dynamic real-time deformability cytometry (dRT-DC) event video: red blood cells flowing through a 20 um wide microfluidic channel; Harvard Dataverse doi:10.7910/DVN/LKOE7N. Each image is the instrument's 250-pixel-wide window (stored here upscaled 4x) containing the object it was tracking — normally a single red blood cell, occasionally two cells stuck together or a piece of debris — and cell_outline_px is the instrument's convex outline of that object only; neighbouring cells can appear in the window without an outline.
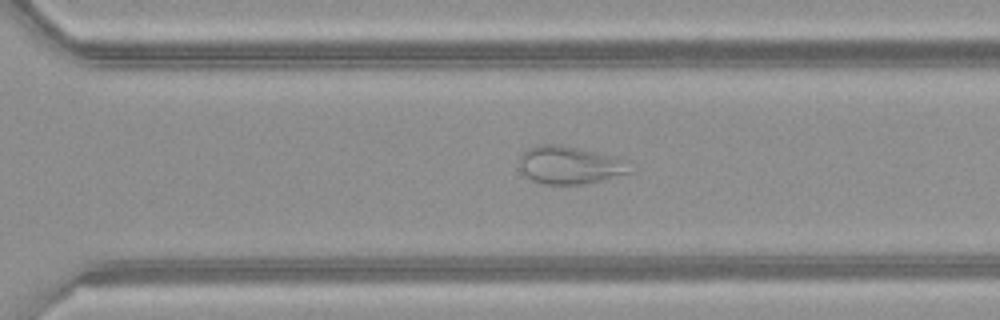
{"species": "common noctule bat (a hibernating species)", "species_latin": "Nyctalus noctula", "temperature_condition": "warm", "stored_images_in_passage": 45, "segment_of_instrument_passage": [1, 2], "camera_frame_rate_fps": 3000, "um_per_image_px": 0.085, "animal": {"sex": "female", "body_mass_g": 21.9}, "frame": {"image": 1, "passage_image": 34, "time_ms": 11.0, "image_size_px": [1000, 320], "cell_outline_px": [[636, 172], [584, 184], [544, 184], [532, 180], [520, 168], [520, 156], [528, 148], [536, 144], [560, 144], [580, 148], [616, 156]], "centroid_in_image_um": [48.44, 14.02], "position_along_channel_um": 322.2, "area_um2": 24.39}}
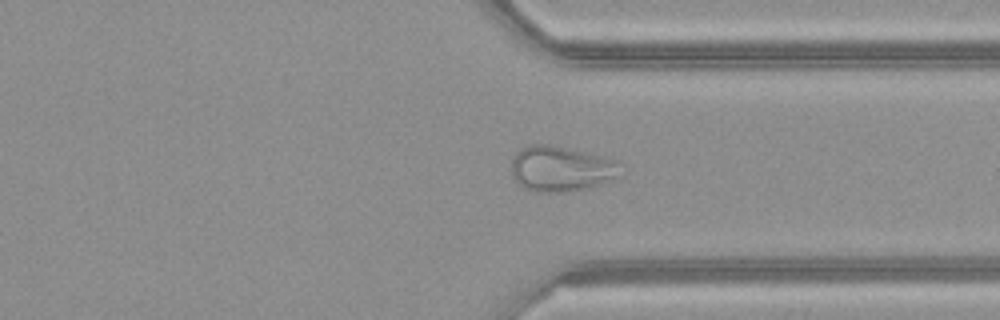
{"frame": {"image": 2, "passage_image": 37, "time_ms": 12.0, "image_size_px": [1000, 320], "cell_outline_px": [[620, 176], [612, 180], [600, 184], [584, 188], [564, 192], [540, 192], [524, 188], [512, 176], [512, 160], [516, 152], [520, 148], [532, 144], [552, 144], [612, 160], [616, 164]], "centroid_in_image_um": [47.61, 14.35], "position_along_channel_um": 363.8, "area_um2": 28.26}}
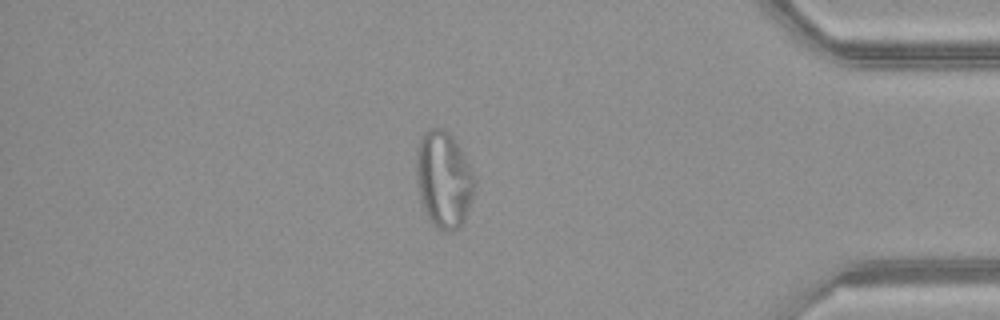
{"frame": {"image": 3, "passage_image": 42, "time_ms": 13.667, "image_size_px": [1000, 320], "cell_outline_px": [[472, 196], [464, 220], [460, 228], [448, 232], [444, 232], [436, 228], [424, 212], [420, 200], [416, 180], [416, 152], [420, 136], [428, 128], [444, 128], [452, 136], [460, 148], [472, 172]], "centroid_in_image_um": [37.65, 15.26], "position_along_channel_um": 397.5, "area_um2": 32.66}}